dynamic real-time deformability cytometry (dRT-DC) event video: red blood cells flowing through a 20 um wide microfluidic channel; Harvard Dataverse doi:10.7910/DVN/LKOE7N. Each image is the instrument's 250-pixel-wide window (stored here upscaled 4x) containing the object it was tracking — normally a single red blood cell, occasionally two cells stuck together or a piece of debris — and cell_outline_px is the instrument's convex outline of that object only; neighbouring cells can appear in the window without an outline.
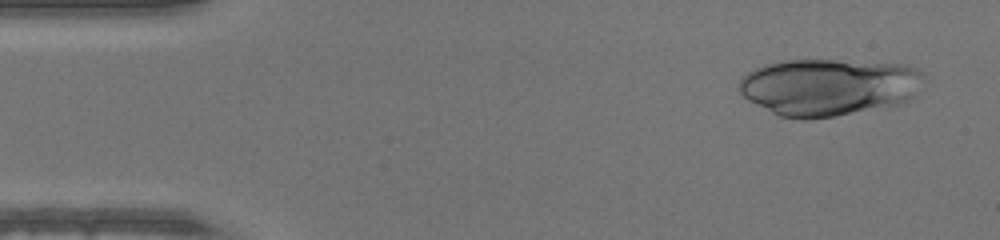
{"species": "human", "species_latin": "Homo sapiens", "temperature_condition": "warm", "stored_images_in_passage": 47, "camera_frame_rate_fps": 3000, "um_per_image_px": 0.085, "donor": {"sex": "male"}, "frame": {"image": 1, "passage_image": 3, "time_ms": 0.667, "image_size_px": [1000, 240], "cell_outline_px": [[924, 76], [916, 96], [904, 104], [836, 116], [804, 120], [780, 116], [748, 100], [736, 88], [740, 80], [748, 72], [764, 64], [784, 60], [836, 60], [908, 64], [924, 72]], "centroid_in_image_um": [70.49, 7.4], "position_along_channel_um": 14.5, "area_um2": 62.25}}
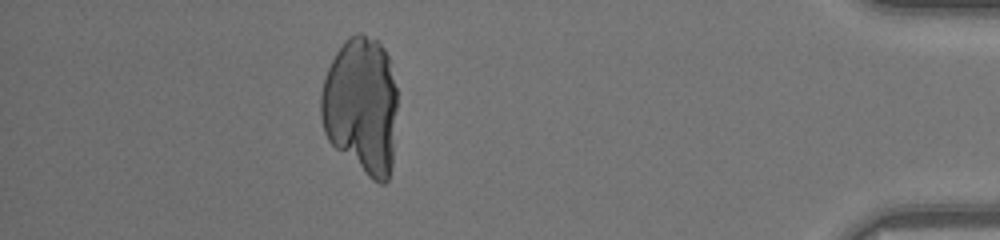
{"frame": {"image": 2, "passage_image": 42, "time_ms": 13.667, "image_size_px": [1000, 240], "cell_outline_px": [[396, 108], [392, 164], [388, 180], [384, 184], [380, 184], [372, 180], [336, 148], [328, 140], [324, 132], [320, 116], [320, 96], [324, 80], [328, 68], [336, 52], [344, 40], [348, 36], [356, 32], [360, 32], [380, 40], [388, 56], [396, 88]], "centroid_in_image_um": [30.7, 8.95], "position_along_channel_um": 404.5, "area_um2": 61.56}}